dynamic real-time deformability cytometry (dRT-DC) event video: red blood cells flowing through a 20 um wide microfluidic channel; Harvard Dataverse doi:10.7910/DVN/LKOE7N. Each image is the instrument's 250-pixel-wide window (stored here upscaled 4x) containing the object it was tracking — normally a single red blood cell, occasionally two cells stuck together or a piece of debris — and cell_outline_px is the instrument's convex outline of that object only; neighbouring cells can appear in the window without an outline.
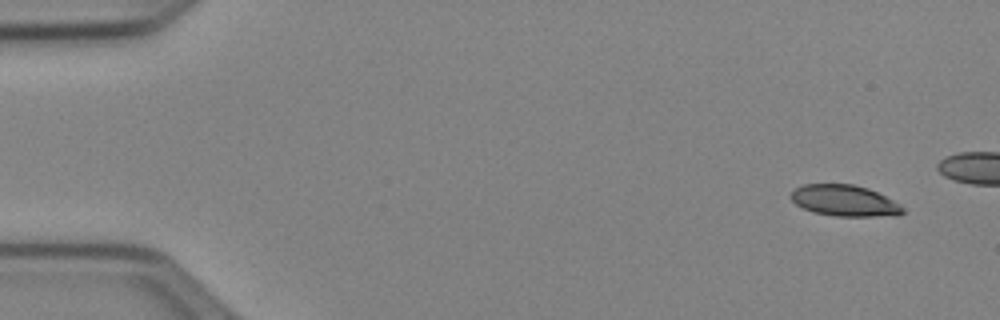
{"species": "Egyptian fruit bat (a non-hibernating species)", "species_latin": "Rousettus aegyptiacus", "temperature_condition": "cold", "stored_images_in_passage": 13, "camera_frame_rate_fps": 3000, "um_per_image_px": 0.085, "animal": {"sex": "female"}, "frame": {"image": 1, "passage_image": 1, "time_ms": 0.0, "image_size_px": [1000, 320], "cell_outline_px": [[904, 212], [896, 216], [836, 216], [816, 212], [804, 208], [796, 204], [792, 200], [792, 192], [796, 188], [804, 184], [852, 184], [868, 188], [900, 204], [904, 208]], "centroid_in_image_um": [71.82, 17.06], "position_along_channel_um": 13.2, "area_um2": 20.06}}